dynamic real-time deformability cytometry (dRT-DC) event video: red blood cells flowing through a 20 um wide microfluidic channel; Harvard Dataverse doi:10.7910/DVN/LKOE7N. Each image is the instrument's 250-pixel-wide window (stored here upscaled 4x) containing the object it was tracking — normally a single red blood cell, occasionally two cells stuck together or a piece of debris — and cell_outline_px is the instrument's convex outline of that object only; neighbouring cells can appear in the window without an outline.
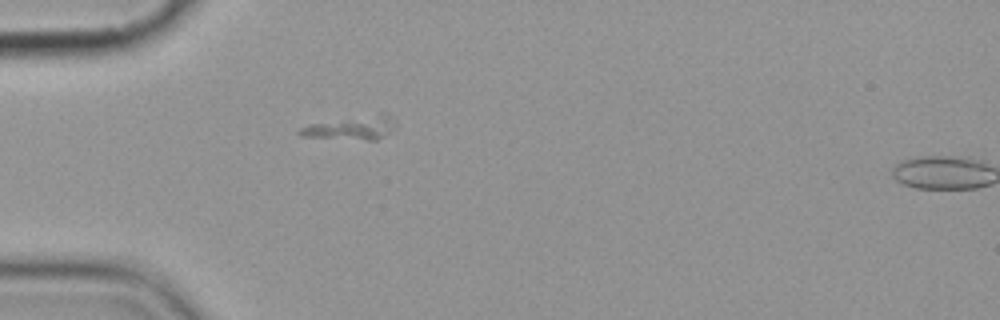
{"species": "common noctule bat (a hibernating species)", "species_latin": "Nyctalus noctula", "temperature_condition": "cold", "stored_images_in_passage": 7, "camera_frame_rate_fps": 3000, "um_per_image_px": 0.085, "animal": {"sex": "female", "body_mass_g": 19.9}, "frame": {"image": 1, "passage_image": 6, "time_ms": 6.0, "image_size_px": [1000, 320], "cell_outline_px": [[396, 124], [388, 132], [376, 140], [368, 140], [300, 136], [296, 132], [300, 128], [308, 124], [380, 112], [392, 116]], "centroid_in_image_um": [29.86, 10.84], "position_along_channel_um": 55.1, "area_um2": 13.18}}